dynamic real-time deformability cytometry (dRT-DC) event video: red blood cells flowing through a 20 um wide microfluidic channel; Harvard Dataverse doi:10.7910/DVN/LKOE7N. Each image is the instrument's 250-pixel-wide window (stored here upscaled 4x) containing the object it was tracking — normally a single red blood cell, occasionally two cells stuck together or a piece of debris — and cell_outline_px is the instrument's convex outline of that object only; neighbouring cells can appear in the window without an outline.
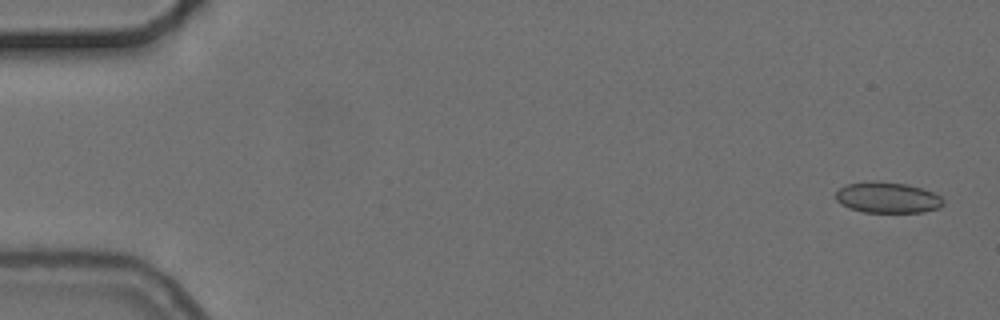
{"species": "common noctule bat (a hibernating species)", "species_latin": "Nyctalus noctula", "temperature_condition": "cold", "stored_images_in_passage": 5, "camera_frame_rate_fps": 3000, "um_per_image_px": 0.085, "animal": {"sex": "female", "body_mass_g": 24.6, "forearm_length_mm": 56.2}, "frame": {"image": 1, "passage_image": 1, "time_ms": 0.0, "image_size_px": [1000, 320], "cell_outline_px": [[944, 204], [940, 208], [924, 212], [864, 212], [848, 208], [840, 204], [836, 200], [836, 192], [840, 188], [848, 184], [872, 180], [908, 184], [932, 192], [940, 196], [944, 200]], "centroid_in_image_um": [75.44, 16.79], "position_along_channel_um": 9.6, "area_um2": 19.48}}
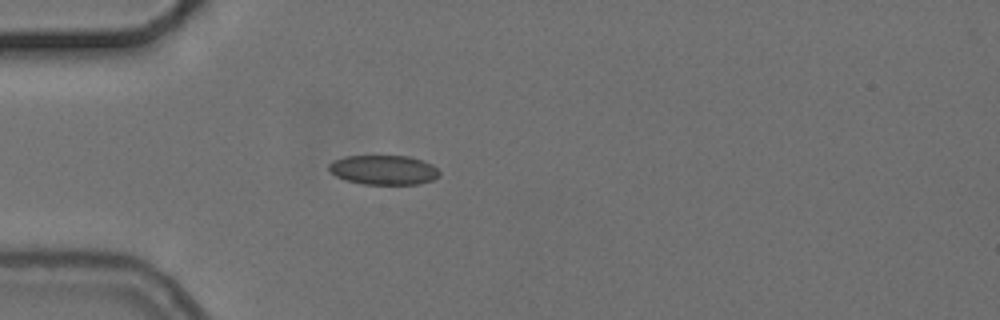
{"frame": {"image": 2, "passage_image": 5, "time_ms": 4.667, "image_size_px": [1000, 320], "cell_outline_px": [[440, 176], [432, 180], [420, 184], [364, 184], [348, 180], [336, 176], [328, 168], [328, 164], [332, 160], [344, 156], [408, 156], [432, 164], [440, 172]], "centroid_in_image_um": [32.61, 14.44], "position_along_channel_um": 52.4, "area_um2": 18.96}}